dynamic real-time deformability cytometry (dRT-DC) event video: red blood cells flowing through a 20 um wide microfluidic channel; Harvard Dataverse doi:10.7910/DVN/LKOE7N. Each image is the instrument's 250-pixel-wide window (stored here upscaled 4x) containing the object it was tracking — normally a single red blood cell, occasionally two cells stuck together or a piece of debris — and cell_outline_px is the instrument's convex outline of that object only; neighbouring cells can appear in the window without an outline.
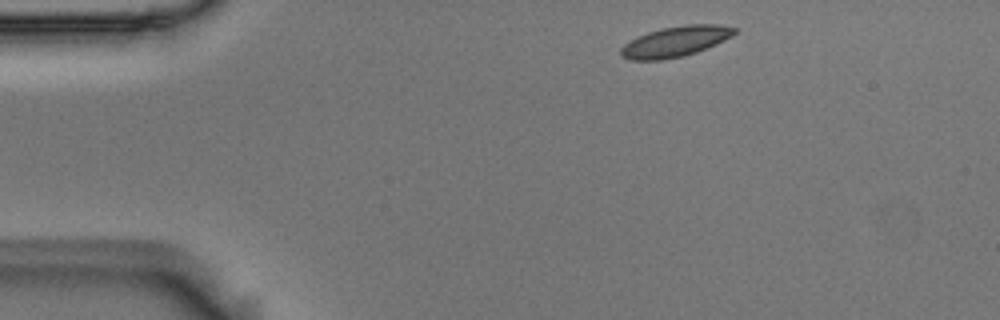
{"species": "Egyptian fruit bat (a non-hibernating species)", "species_latin": "Rousettus aegyptiacus", "temperature_condition": "room temperature", "stored_images_in_passage": 3, "camera_frame_rate_fps": 3000, "um_per_image_px": 0.085, "animal": {"sex": "male"}, "frame": {"image": 1, "passage_image": 1, "time_ms": 0.0, "image_size_px": [1000, 320], "cell_outline_px": [[736, 32], [732, 36], [708, 48], [684, 56], [660, 60], [628, 60], [620, 56], [620, 48], [624, 44], [636, 36], [648, 32], [664, 28], [684, 24], [720, 24], [736, 28]], "centroid_in_image_um": [57.39, 3.53], "position_along_channel_um": 27.6, "area_um2": 20.35}}